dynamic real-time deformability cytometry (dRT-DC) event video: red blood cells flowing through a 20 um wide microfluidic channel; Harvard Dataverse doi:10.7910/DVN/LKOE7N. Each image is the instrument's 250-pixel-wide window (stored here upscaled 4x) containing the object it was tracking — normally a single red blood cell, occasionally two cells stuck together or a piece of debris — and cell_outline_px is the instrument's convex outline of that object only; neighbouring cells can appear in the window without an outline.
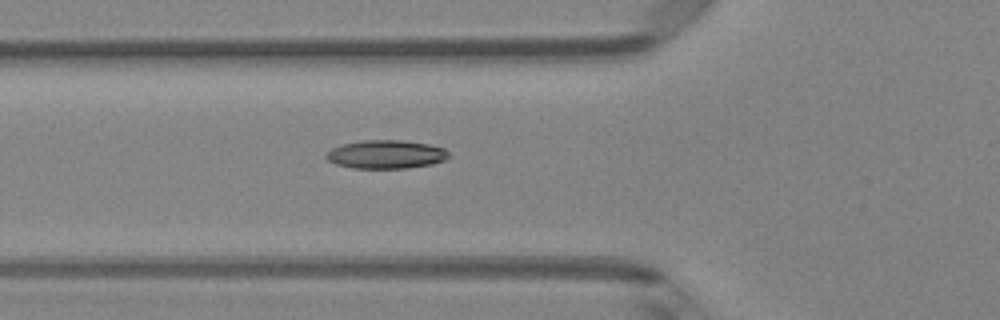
{"species": "Egyptian fruit bat (a non-hibernating species)", "species_latin": "Rousettus aegyptiacus", "temperature_condition": "room temperature", "stored_images_in_passage": 6, "camera_frame_rate_fps": 3000, "um_per_image_px": 0.085, "animal": {"sex": "female"}, "frame": {"image": 1, "passage_image": 6, "time_ms": 1.667, "image_size_px": [1000, 320], "cell_outline_px": [[452, 156], [444, 160], [432, 164], [408, 168], [352, 168], [336, 164], [328, 160], [324, 156], [324, 152], [340, 144], [364, 140], [400, 140], [428, 144], [444, 148]], "centroid_in_image_um": [32.79, 13.12], "position_along_channel_um": 93.0, "area_um2": 20.52}}